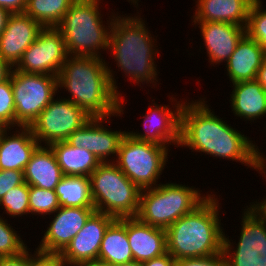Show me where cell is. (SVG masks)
<instances>
[{"label": "cell", "instance_id": "6da1fadb", "mask_svg": "<svg viewBox=\"0 0 266 266\" xmlns=\"http://www.w3.org/2000/svg\"><path fill=\"white\" fill-rule=\"evenodd\" d=\"M206 97L189 100L181 110L180 144L191 152L232 160L256 169L266 164V156L248 136L215 115L206 104Z\"/></svg>", "mask_w": 266, "mask_h": 266}, {"label": "cell", "instance_id": "7a4b0ae2", "mask_svg": "<svg viewBox=\"0 0 266 266\" xmlns=\"http://www.w3.org/2000/svg\"><path fill=\"white\" fill-rule=\"evenodd\" d=\"M103 58L68 55L57 75V87L65 88L71 96L64 99L91 117H121L125 99L114 78L116 71Z\"/></svg>", "mask_w": 266, "mask_h": 266}, {"label": "cell", "instance_id": "3957f363", "mask_svg": "<svg viewBox=\"0 0 266 266\" xmlns=\"http://www.w3.org/2000/svg\"><path fill=\"white\" fill-rule=\"evenodd\" d=\"M118 14L117 12L112 23L107 53L110 51L120 69L118 71H122L128 80H132L130 82L134 81L133 83L139 84L142 89L141 83L149 86L153 84L156 88L159 73L154 61L159 53L155 43L157 36L155 39L151 35L140 14Z\"/></svg>", "mask_w": 266, "mask_h": 266}, {"label": "cell", "instance_id": "277c9868", "mask_svg": "<svg viewBox=\"0 0 266 266\" xmlns=\"http://www.w3.org/2000/svg\"><path fill=\"white\" fill-rule=\"evenodd\" d=\"M215 196L211 192L192 212L165 230L167 252L175 260L222 253L225 232L219 219L221 203Z\"/></svg>", "mask_w": 266, "mask_h": 266}, {"label": "cell", "instance_id": "5b68a950", "mask_svg": "<svg viewBox=\"0 0 266 266\" xmlns=\"http://www.w3.org/2000/svg\"><path fill=\"white\" fill-rule=\"evenodd\" d=\"M100 3L101 0H75L56 26L64 38L68 55L101 58V49L108 50L110 31L117 14L111 12L105 22L108 26H105Z\"/></svg>", "mask_w": 266, "mask_h": 266}, {"label": "cell", "instance_id": "8992f818", "mask_svg": "<svg viewBox=\"0 0 266 266\" xmlns=\"http://www.w3.org/2000/svg\"><path fill=\"white\" fill-rule=\"evenodd\" d=\"M194 186L169 182L143 189L137 218L153 227L167 229L179 218L192 212L207 197ZM203 195V196H202Z\"/></svg>", "mask_w": 266, "mask_h": 266}, {"label": "cell", "instance_id": "52a82bcc", "mask_svg": "<svg viewBox=\"0 0 266 266\" xmlns=\"http://www.w3.org/2000/svg\"><path fill=\"white\" fill-rule=\"evenodd\" d=\"M89 178L95 211L115 219L137 216L142 190L114 162L101 163Z\"/></svg>", "mask_w": 266, "mask_h": 266}, {"label": "cell", "instance_id": "ba28073f", "mask_svg": "<svg viewBox=\"0 0 266 266\" xmlns=\"http://www.w3.org/2000/svg\"><path fill=\"white\" fill-rule=\"evenodd\" d=\"M168 147L123 137L114 164L141 190L153 188L168 162ZM116 162V163H115Z\"/></svg>", "mask_w": 266, "mask_h": 266}, {"label": "cell", "instance_id": "9c48e42d", "mask_svg": "<svg viewBox=\"0 0 266 266\" xmlns=\"http://www.w3.org/2000/svg\"><path fill=\"white\" fill-rule=\"evenodd\" d=\"M11 84L15 104L16 127H29L60 93L57 76L24 73L13 68Z\"/></svg>", "mask_w": 266, "mask_h": 266}, {"label": "cell", "instance_id": "30bf717a", "mask_svg": "<svg viewBox=\"0 0 266 266\" xmlns=\"http://www.w3.org/2000/svg\"><path fill=\"white\" fill-rule=\"evenodd\" d=\"M60 97L54 98L29 126L40 145L67 140L92 118L73 102Z\"/></svg>", "mask_w": 266, "mask_h": 266}, {"label": "cell", "instance_id": "8fae6325", "mask_svg": "<svg viewBox=\"0 0 266 266\" xmlns=\"http://www.w3.org/2000/svg\"><path fill=\"white\" fill-rule=\"evenodd\" d=\"M244 208L238 243L231 242L233 240L229 239L230 236L224 235L222 252L226 264L227 266H266V222L248 208Z\"/></svg>", "mask_w": 266, "mask_h": 266}, {"label": "cell", "instance_id": "7c38bea8", "mask_svg": "<svg viewBox=\"0 0 266 266\" xmlns=\"http://www.w3.org/2000/svg\"><path fill=\"white\" fill-rule=\"evenodd\" d=\"M67 57L61 32L56 27H44L14 69L30 74L57 76Z\"/></svg>", "mask_w": 266, "mask_h": 266}, {"label": "cell", "instance_id": "4fadbf2b", "mask_svg": "<svg viewBox=\"0 0 266 266\" xmlns=\"http://www.w3.org/2000/svg\"><path fill=\"white\" fill-rule=\"evenodd\" d=\"M173 98V99H172ZM173 109L169 105L156 104L152 100L147 113L143 116V133L127 131L133 139L156 143L165 147L180 144L181 110L186 100L177 101L174 96L170 98ZM175 104V105H174ZM160 105V106H159ZM169 107V108H168Z\"/></svg>", "mask_w": 266, "mask_h": 266}, {"label": "cell", "instance_id": "5bb4252c", "mask_svg": "<svg viewBox=\"0 0 266 266\" xmlns=\"http://www.w3.org/2000/svg\"><path fill=\"white\" fill-rule=\"evenodd\" d=\"M109 117H92L80 129L75 130L67 142L73 147L84 148L95 155L101 162H114L119 150V145L127 131L112 130L104 127L106 121L110 123ZM111 158V159H108ZM114 158V159H113ZM111 160V161H110Z\"/></svg>", "mask_w": 266, "mask_h": 266}, {"label": "cell", "instance_id": "9a60e30c", "mask_svg": "<svg viewBox=\"0 0 266 266\" xmlns=\"http://www.w3.org/2000/svg\"><path fill=\"white\" fill-rule=\"evenodd\" d=\"M114 220L113 216L94 211L83 228L60 253L66 265L76 266L84 262L98 260L104 233Z\"/></svg>", "mask_w": 266, "mask_h": 266}, {"label": "cell", "instance_id": "2e32d148", "mask_svg": "<svg viewBox=\"0 0 266 266\" xmlns=\"http://www.w3.org/2000/svg\"><path fill=\"white\" fill-rule=\"evenodd\" d=\"M94 211L95 208L60 206L53 213L54 217L35 250L45 253H61L83 228Z\"/></svg>", "mask_w": 266, "mask_h": 266}, {"label": "cell", "instance_id": "e0dca14e", "mask_svg": "<svg viewBox=\"0 0 266 266\" xmlns=\"http://www.w3.org/2000/svg\"><path fill=\"white\" fill-rule=\"evenodd\" d=\"M43 28L25 12L11 13L0 35V57L14 68Z\"/></svg>", "mask_w": 266, "mask_h": 266}, {"label": "cell", "instance_id": "ac0fdd59", "mask_svg": "<svg viewBox=\"0 0 266 266\" xmlns=\"http://www.w3.org/2000/svg\"><path fill=\"white\" fill-rule=\"evenodd\" d=\"M199 25L201 37L207 50L208 61L219 65L230 58L237 43L246 34V27L227 22H191Z\"/></svg>", "mask_w": 266, "mask_h": 266}, {"label": "cell", "instance_id": "d6986e66", "mask_svg": "<svg viewBox=\"0 0 266 266\" xmlns=\"http://www.w3.org/2000/svg\"><path fill=\"white\" fill-rule=\"evenodd\" d=\"M16 129L12 134L13 128H0V169L2 170L24 171L33 152L40 145L29 127L21 126Z\"/></svg>", "mask_w": 266, "mask_h": 266}, {"label": "cell", "instance_id": "ffe728a7", "mask_svg": "<svg viewBox=\"0 0 266 266\" xmlns=\"http://www.w3.org/2000/svg\"><path fill=\"white\" fill-rule=\"evenodd\" d=\"M127 236L133 261L142 263L167 253L165 229L145 224L137 217L127 218Z\"/></svg>", "mask_w": 266, "mask_h": 266}, {"label": "cell", "instance_id": "44dd1931", "mask_svg": "<svg viewBox=\"0 0 266 266\" xmlns=\"http://www.w3.org/2000/svg\"><path fill=\"white\" fill-rule=\"evenodd\" d=\"M266 53L263 47L245 34L226 61L227 76L233 83L255 80Z\"/></svg>", "mask_w": 266, "mask_h": 266}, {"label": "cell", "instance_id": "7402d4cb", "mask_svg": "<svg viewBox=\"0 0 266 266\" xmlns=\"http://www.w3.org/2000/svg\"><path fill=\"white\" fill-rule=\"evenodd\" d=\"M255 0H196L193 22H227L246 27Z\"/></svg>", "mask_w": 266, "mask_h": 266}, {"label": "cell", "instance_id": "603a6c76", "mask_svg": "<svg viewBox=\"0 0 266 266\" xmlns=\"http://www.w3.org/2000/svg\"><path fill=\"white\" fill-rule=\"evenodd\" d=\"M23 174L29 186L48 190H55L64 176L49 145H39L36 148Z\"/></svg>", "mask_w": 266, "mask_h": 266}, {"label": "cell", "instance_id": "cb8c5ba5", "mask_svg": "<svg viewBox=\"0 0 266 266\" xmlns=\"http://www.w3.org/2000/svg\"><path fill=\"white\" fill-rule=\"evenodd\" d=\"M231 85L229 102L235 116L251 122L266 117V91L256 80Z\"/></svg>", "mask_w": 266, "mask_h": 266}, {"label": "cell", "instance_id": "d4e9b609", "mask_svg": "<svg viewBox=\"0 0 266 266\" xmlns=\"http://www.w3.org/2000/svg\"><path fill=\"white\" fill-rule=\"evenodd\" d=\"M49 146L65 176L89 177L101 164L93 153L84 148L73 147L66 140L54 142Z\"/></svg>", "mask_w": 266, "mask_h": 266}, {"label": "cell", "instance_id": "484cf974", "mask_svg": "<svg viewBox=\"0 0 266 266\" xmlns=\"http://www.w3.org/2000/svg\"><path fill=\"white\" fill-rule=\"evenodd\" d=\"M98 260L108 265L133 261L127 236V218L115 219L108 226L101 242Z\"/></svg>", "mask_w": 266, "mask_h": 266}, {"label": "cell", "instance_id": "4316f807", "mask_svg": "<svg viewBox=\"0 0 266 266\" xmlns=\"http://www.w3.org/2000/svg\"><path fill=\"white\" fill-rule=\"evenodd\" d=\"M60 206L94 208L90 178L87 176H63L55 188Z\"/></svg>", "mask_w": 266, "mask_h": 266}, {"label": "cell", "instance_id": "83f0119b", "mask_svg": "<svg viewBox=\"0 0 266 266\" xmlns=\"http://www.w3.org/2000/svg\"><path fill=\"white\" fill-rule=\"evenodd\" d=\"M75 0H27L25 13L43 27H56Z\"/></svg>", "mask_w": 266, "mask_h": 266}, {"label": "cell", "instance_id": "f1b7e54d", "mask_svg": "<svg viewBox=\"0 0 266 266\" xmlns=\"http://www.w3.org/2000/svg\"><path fill=\"white\" fill-rule=\"evenodd\" d=\"M29 191L30 186L26 182L12 188L0 200V207L13 218L27 216L30 214Z\"/></svg>", "mask_w": 266, "mask_h": 266}, {"label": "cell", "instance_id": "f546056e", "mask_svg": "<svg viewBox=\"0 0 266 266\" xmlns=\"http://www.w3.org/2000/svg\"><path fill=\"white\" fill-rule=\"evenodd\" d=\"M60 207L58 196L55 190H48L30 186L29 191V208L33 215H53Z\"/></svg>", "mask_w": 266, "mask_h": 266}, {"label": "cell", "instance_id": "4dcf8cb0", "mask_svg": "<svg viewBox=\"0 0 266 266\" xmlns=\"http://www.w3.org/2000/svg\"><path fill=\"white\" fill-rule=\"evenodd\" d=\"M261 0H255L249 10L246 34L257 41L266 53V9ZM263 8V9H262Z\"/></svg>", "mask_w": 266, "mask_h": 266}, {"label": "cell", "instance_id": "1f68e13d", "mask_svg": "<svg viewBox=\"0 0 266 266\" xmlns=\"http://www.w3.org/2000/svg\"><path fill=\"white\" fill-rule=\"evenodd\" d=\"M21 237L0 215V257L16 256L26 250L28 247Z\"/></svg>", "mask_w": 266, "mask_h": 266}, {"label": "cell", "instance_id": "d6a6232c", "mask_svg": "<svg viewBox=\"0 0 266 266\" xmlns=\"http://www.w3.org/2000/svg\"><path fill=\"white\" fill-rule=\"evenodd\" d=\"M15 127V104L10 77L0 83V128Z\"/></svg>", "mask_w": 266, "mask_h": 266}, {"label": "cell", "instance_id": "836d02e7", "mask_svg": "<svg viewBox=\"0 0 266 266\" xmlns=\"http://www.w3.org/2000/svg\"><path fill=\"white\" fill-rule=\"evenodd\" d=\"M25 182L23 171L0 169V200L12 188Z\"/></svg>", "mask_w": 266, "mask_h": 266}, {"label": "cell", "instance_id": "e575fe53", "mask_svg": "<svg viewBox=\"0 0 266 266\" xmlns=\"http://www.w3.org/2000/svg\"><path fill=\"white\" fill-rule=\"evenodd\" d=\"M175 266H227L223 252L208 257L183 258Z\"/></svg>", "mask_w": 266, "mask_h": 266}, {"label": "cell", "instance_id": "d590c367", "mask_svg": "<svg viewBox=\"0 0 266 266\" xmlns=\"http://www.w3.org/2000/svg\"><path fill=\"white\" fill-rule=\"evenodd\" d=\"M30 266H67L60 253L30 252Z\"/></svg>", "mask_w": 266, "mask_h": 266}, {"label": "cell", "instance_id": "8d00e7d4", "mask_svg": "<svg viewBox=\"0 0 266 266\" xmlns=\"http://www.w3.org/2000/svg\"><path fill=\"white\" fill-rule=\"evenodd\" d=\"M256 171H258L259 174L261 173L262 176H264V178H266V164L259 165L256 168ZM262 200L263 201H261V202L260 201L257 202V200L250 202L249 207L248 206H246V207L249 210H251L257 217H259L260 219H262L263 221L266 222V197L263 198Z\"/></svg>", "mask_w": 266, "mask_h": 266}, {"label": "cell", "instance_id": "74e56055", "mask_svg": "<svg viewBox=\"0 0 266 266\" xmlns=\"http://www.w3.org/2000/svg\"><path fill=\"white\" fill-rule=\"evenodd\" d=\"M30 248L21 254L10 257H0V266H30Z\"/></svg>", "mask_w": 266, "mask_h": 266}, {"label": "cell", "instance_id": "f35d334b", "mask_svg": "<svg viewBox=\"0 0 266 266\" xmlns=\"http://www.w3.org/2000/svg\"><path fill=\"white\" fill-rule=\"evenodd\" d=\"M27 0H0V7L8 10L10 13L25 12Z\"/></svg>", "mask_w": 266, "mask_h": 266}, {"label": "cell", "instance_id": "ab89813d", "mask_svg": "<svg viewBox=\"0 0 266 266\" xmlns=\"http://www.w3.org/2000/svg\"><path fill=\"white\" fill-rule=\"evenodd\" d=\"M176 260L167 252L159 257L142 262L143 266H175Z\"/></svg>", "mask_w": 266, "mask_h": 266}, {"label": "cell", "instance_id": "60d3db41", "mask_svg": "<svg viewBox=\"0 0 266 266\" xmlns=\"http://www.w3.org/2000/svg\"><path fill=\"white\" fill-rule=\"evenodd\" d=\"M13 70V67L0 57V83L6 81Z\"/></svg>", "mask_w": 266, "mask_h": 266}, {"label": "cell", "instance_id": "b9f144b4", "mask_svg": "<svg viewBox=\"0 0 266 266\" xmlns=\"http://www.w3.org/2000/svg\"><path fill=\"white\" fill-rule=\"evenodd\" d=\"M266 91V58L264 59L261 67L257 71L255 79Z\"/></svg>", "mask_w": 266, "mask_h": 266}, {"label": "cell", "instance_id": "7bdbcfd3", "mask_svg": "<svg viewBox=\"0 0 266 266\" xmlns=\"http://www.w3.org/2000/svg\"><path fill=\"white\" fill-rule=\"evenodd\" d=\"M10 15L11 13L8 10L0 7V35L4 31L6 24H7L8 17Z\"/></svg>", "mask_w": 266, "mask_h": 266}, {"label": "cell", "instance_id": "ee69618b", "mask_svg": "<svg viewBox=\"0 0 266 266\" xmlns=\"http://www.w3.org/2000/svg\"><path fill=\"white\" fill-rule=\"evenodd\" d=\"M76 266H110V265H108L105 262L99 261V260H94V261L84 262Z\"/></svg>", "mask_w": 266, "mask_h": 266}, {"label": "cell", "instance_id": "f6af8a7d", "mask_svg": "<svg viewBox=\"0 0 266 266\" xmlns=\"http://www.w3.org/2000/svg\"><path fill=\"white\" fill-rule=\"evenodd\" d=\"M110 266H143L141 262L131 261L124 264L110 265Z\"/></svg>", "mask_w": 266, "mask_h": 266}, {"label": "cell", "instance_id": "bcb514c9", "mask_svg": "<svg viewBox=\"0 0 266 266\" xmlns=\"http://www.w3.org/2000/svg\"><path fill=\"white\" fill-rule=\"evenodd\" d=\"M128 2H131L135 7H137L136 9H138V2H139V0H127Z\"/></svg>", "mask_w": 266, "mask_h": 266}]
</instances>
